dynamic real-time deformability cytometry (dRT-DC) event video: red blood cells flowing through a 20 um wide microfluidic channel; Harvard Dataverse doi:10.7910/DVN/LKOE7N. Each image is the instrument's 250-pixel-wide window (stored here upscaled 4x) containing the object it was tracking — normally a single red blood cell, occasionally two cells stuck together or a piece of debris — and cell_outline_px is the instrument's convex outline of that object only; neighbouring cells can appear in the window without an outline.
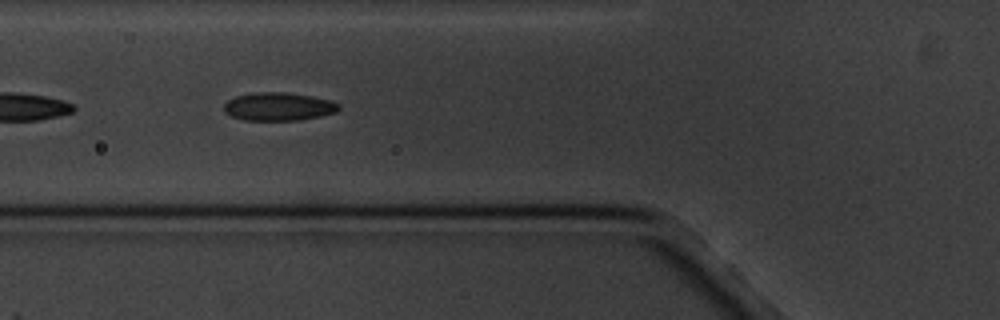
{"species": "common noctule bat (a hibernating species)", "species_latin": "Nyctalus noctula", "temperature_condition": "cold", "stored_images_in_passage": 7, "camera_frame_rate_fps": 3000, "um_per_image_px": 0.085, "animal": {"sex": "male", "body_mass_g": 20.1, "forearm_length_mm": 53.5}, "frame": {"image": 1, "passage_image": 6, "time_ms": 5.667, "image_size_px": [1000, 320], "cell_outline_px": [[340, 108], [336, 112], [320, 116], [300, 120], [244, 120], [232, 116], [224, 112], [224, 104], [228, 100], [236, 96], [252, 92], [288, 92], [312, 96], [328, 100], [340, 104]], "centroid_in_image_um": [23.66, 9.05], "position_along_channel_um": 102.1, "area_um2": 18.9}}